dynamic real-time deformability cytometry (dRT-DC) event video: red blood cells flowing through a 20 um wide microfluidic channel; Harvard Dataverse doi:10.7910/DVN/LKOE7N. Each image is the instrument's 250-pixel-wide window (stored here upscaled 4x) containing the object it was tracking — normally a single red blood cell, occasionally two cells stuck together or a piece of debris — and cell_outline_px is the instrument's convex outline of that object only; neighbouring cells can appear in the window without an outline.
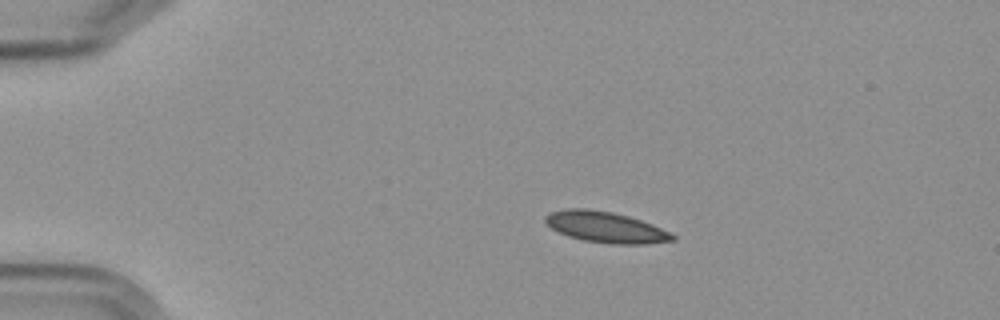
{"species": "Egyptian fruit bat (a non-hibernating species)", "species_latin": "Rousettus aegyptiacus", "temperature_condition": "cold", "stored_images_in_passage": 3, "camera_frame_rate_fps": 3000, "um_per_image_px": 0.085, "frame": {"image": 1, "passage_image": 1, "time_ms": 0.0, "image_size_px": [1000, 320], "cell_outline_px": [[676, 240], [644, 244], [612, 244], [584, 240], [568, 236], [552, 228], [544, 220], [544, 216], [552, 212], [564, 208], [588, 208], [612, 212], [628, 216], [652, 224], [676, 236]], "centroid_in_image_um": [51.47, 19.3], "position_along_channel_um": 33.5, "area_um2": 22.77}}